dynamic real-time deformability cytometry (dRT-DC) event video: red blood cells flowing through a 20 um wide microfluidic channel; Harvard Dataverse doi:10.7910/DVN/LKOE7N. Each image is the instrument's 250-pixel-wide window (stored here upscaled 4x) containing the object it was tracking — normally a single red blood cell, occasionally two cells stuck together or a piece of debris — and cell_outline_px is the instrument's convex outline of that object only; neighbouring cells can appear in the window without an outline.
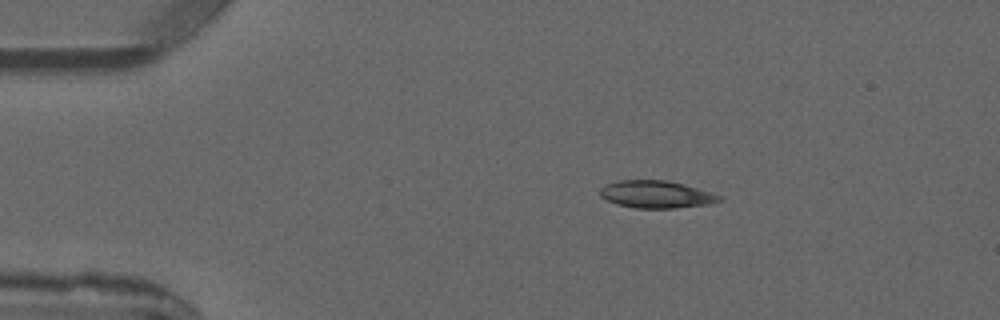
{"species": "common noctule bat (a hibernating species)", "species_latin": "Nyctalus noctula", "temperature_condition": "warm", "stored_images_in_passage": 2, "camera_frame_rate_fps": 3000, "um_per_image_px": 0.085, "animal": {"sex": "male", "forearm_length_mm": 52.5}, "frame": {"image": 1, "passage_image": 1, "time_ms": 0.0, "image_size_px": [1000, 320], "cell_outline_px": [[724, 200], [708, 204], [676, 208], [636, 208], [616, 204], [600, 196], [600, 188], [608, 184], [620, 180], [664, 180], [684, 184], [720, 196]], "centroid_in_image_um": [55.76, 16.53], "position_along_channel_um": 29.2, "area_um2": 18.79}}
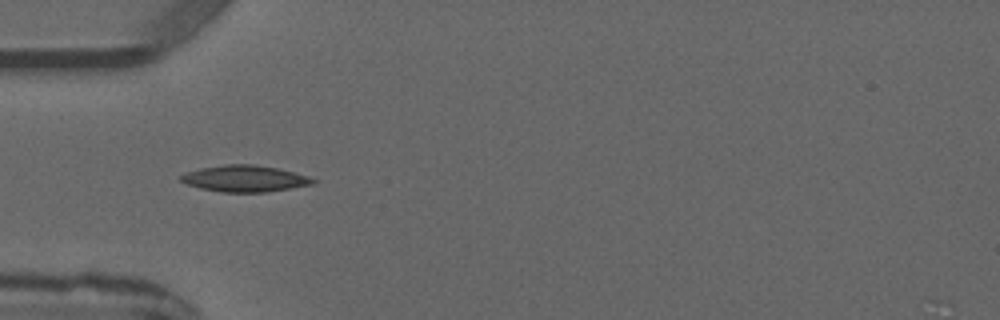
{"frame": {"image": 2, "passage_image": 2, "time_ms": 2.0, "image_size_px": [1000, 320], "cell_outline_px": [[316, 184], [268, 192], [220, 192], [200, 188], [188, 184], [180, 180], [180, 176], [188, 172], [200, 168], [224, 164], [252, 164], [276, 168], [308, 176], [316, 180]], "centroid_in_image_um": [20.83, 15.18], "position_along_channel_um": 64.2, "area_um2": 20.29}}